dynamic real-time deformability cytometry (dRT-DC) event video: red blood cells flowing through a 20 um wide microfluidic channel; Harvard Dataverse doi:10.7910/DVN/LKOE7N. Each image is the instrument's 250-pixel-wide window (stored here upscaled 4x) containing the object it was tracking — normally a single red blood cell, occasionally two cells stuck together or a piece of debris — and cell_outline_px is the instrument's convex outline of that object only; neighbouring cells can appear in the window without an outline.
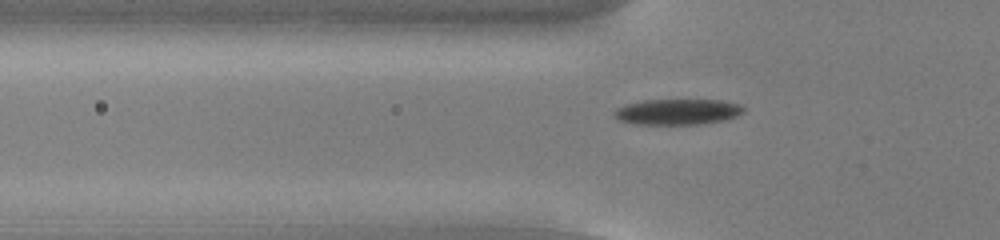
{"species": "common noctule bat (a hibernating species)", "species_latin": "Nyctalus noctula", "temperature_condition": "cold", "stored_images_in_passage": 52, "camera_frame_rate_fps": 3000, "um_per_image_px": 0.085, "animal": {"sex": "male", "body_mass_g": 13.0, "forearm_length_mm": 53.1}, "frame": {"image": 1, "passage_image": 16, "time_ms": 5.0, "image_size_px": [1000, 240], "cell_outline_px": [[744, 112], [736, 116], [720, 120], [700, 124], [636, 124], [620, 120], [612, 116], [612, 112], [616, 108], [624, 104], [644, 100], [720, 100], [740, 104], [744, 108]], "centroid_in_image_um": [57.53, 9.49], "position_along_channel_um": 68.3, "area_um2": 19.36}}
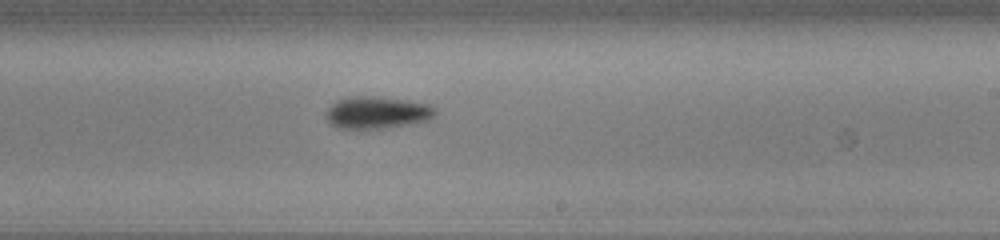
{"frame": {"image": 2, "passage_image": 31, "time_ms": 10.0, "image_size_px": [1000, 240], "cell_outline_px": [[436, 112], [428, 120], [408, 124], [380, 128], [336, 128], [328, 120], [328, 108], [332, 104], [340, 100], [352, 96], [368, 96], [400, 100], [424, 104], [432, 108]], "centroid_in_image_um": [32.0, 9.58], "position_along_channel_um": 257.0, "area_um2": 19.48}}
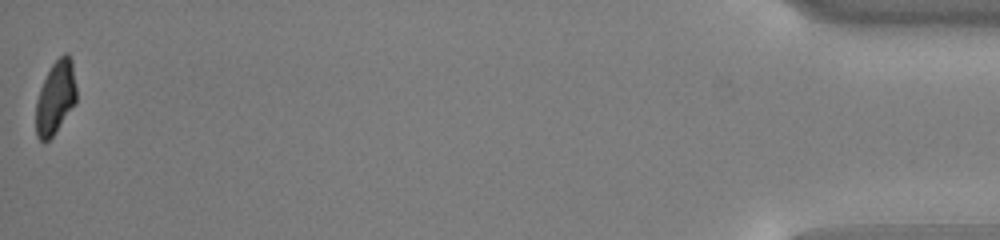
{"frame": {"image": 3, "passage_image": 52, "time_ms": 17.0, "image_size_px": [1000, 240], "cell_outline_px": [[76, 100], [56, 132], [48, 140], [40, 140], [36, 136], [36, 100], [40, 88], [52, 64], [64, 52], [68, 52], [72, 60], [76, 88]], "centroid_in_image_um": [4.71, 8.26], "position_along_channel_um": 430.5, "area_um2": 17.11}, "authors_computed_cell_mechanics": {"area_um2": 19.1029, "velocity_mm_per_s": 3.8006, "shape_relaxation_time_tau1_ms": 2.505, "shape_relaxation_time_tau2_ms": 6.6977, "deformation_change_tau1": 0.1293, "deformation_change_tau2": 0.1168}}